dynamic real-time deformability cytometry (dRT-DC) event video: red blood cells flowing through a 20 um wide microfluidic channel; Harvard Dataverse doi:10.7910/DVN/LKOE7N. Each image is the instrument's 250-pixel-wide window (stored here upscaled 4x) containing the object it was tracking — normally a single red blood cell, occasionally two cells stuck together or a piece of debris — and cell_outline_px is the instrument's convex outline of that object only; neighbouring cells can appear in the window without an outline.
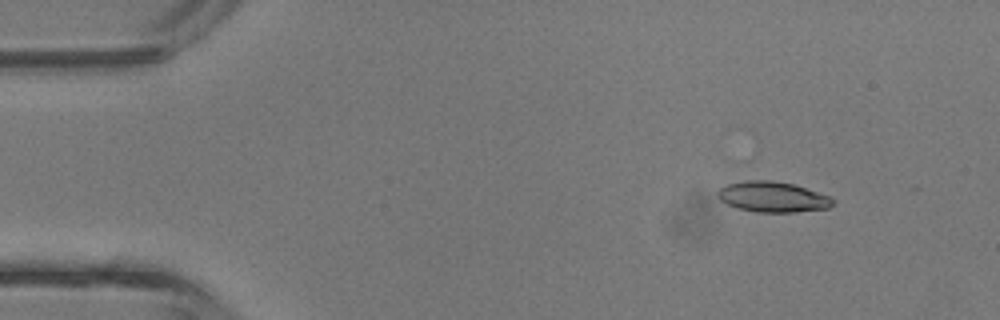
{"species": "common noctule bat (a hibernating species)", "species_latin": "Nyctalus noctula", "temperature_condition": "room temperature", "stored_images_in_passage": 36, "camera_frame_rate_fps": 3000, "um_per_image_px": 0.085, "animal": {"sex": "male", "body_mass_g": 13.3}, "frame": {"image": 1, "passage_image": 1, "time_ms": 0.0, "image_size_px": [1000, 320], "cell_outline_px": [[836, 200], [828, 208], [796, 212], [756, 212], [736, 208], [720, 200], [716, 196], [716, 192], [720, 188], [728, 184], [752, 176], [792, 184], [832, 196]], "centroid_in_image_um": [65.63, 16.7], "position_along_channel_um": 19.4, "area_um2": 21.15}}
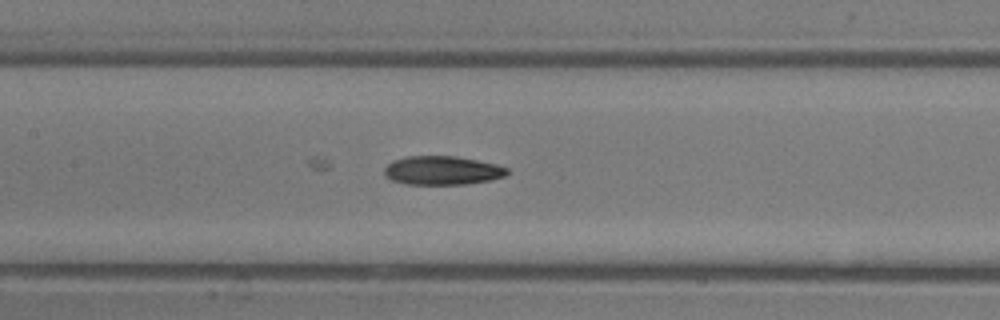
{"frame": {"image": 2, "passage_image": 16, "time_ms": 5.0, "image_size_px": [1000, 320], "cell_outline_px": [[508, 172], [504, 176], [488, 180], [464, 184], [408, 184], [392, 180], [384, 176], [384, 168], [392, 160], [408, 156], [456, 156], [496, 164], [508, 168]], "centroid_in_image_um": [37.55, 14.48], "position_along_channel_um": 169.8, "area_um2": 20.46}}
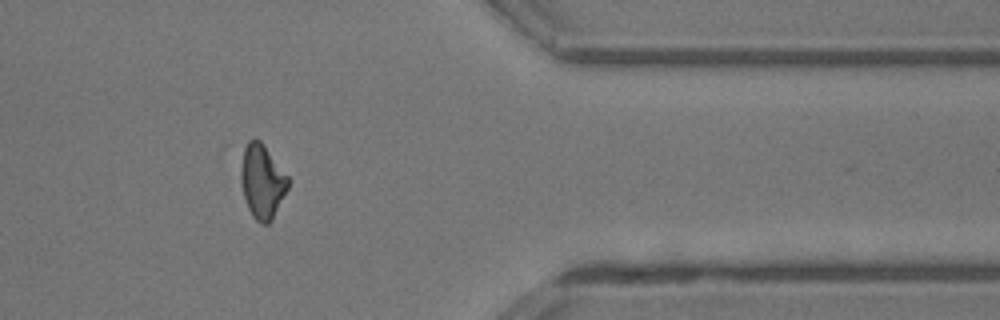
{"frame": {"image": 3, "passage_image": 31, "time_ms": 10.0, "image_size_px": [1000, 320], "cell_outline_px": [[288, 188], [272, 220], [268, 224], [260, 224], [252, 216], [248, 208], [244, 196], [240, 180], [240, 172], [244, 148], [248, 140], [260, 140], [264, 144], [288, 176]], "centroid_in_image_um": [22.28, 15.43], "position_along_channel_um": 389.1, "area_um2": 20.29}, "authors_computed_cell_mechanics": {"area_um2": 20.2878, "velocity_mm_per_s": 4.8098, "shape_relaxation_time_tau1_ms": 7.3478, "shape_relaxation_time_tau2_ms": 5.2467, "deformation_change_tau1": null, "deformation_change_tau2": 0.169}}